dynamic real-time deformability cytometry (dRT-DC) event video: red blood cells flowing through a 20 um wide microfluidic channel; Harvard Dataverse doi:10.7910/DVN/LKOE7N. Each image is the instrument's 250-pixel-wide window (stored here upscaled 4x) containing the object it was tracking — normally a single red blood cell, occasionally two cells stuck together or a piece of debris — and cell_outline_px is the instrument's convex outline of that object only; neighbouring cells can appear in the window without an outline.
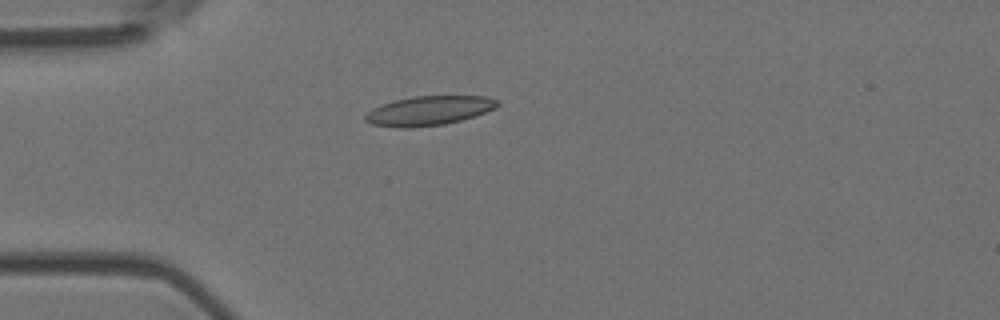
{"species": "Egyptian fruit bat (a non-hibernating species)", "species_latin": "Rousettus aegyptiacus", "temperature_condition": "room temperature", "stored_images_in_passage": 4, "camera_frame_rate_fps": 3000, "um_per_image_px": 0.085, "animal": {"sex": "female"}, "frame": {"image": 1, "passage_image": 4, "time_ms": 1.0, "image_size_px": [1000, 320], "cell_outline_px": [[500, 104], [496, 108], [460, 120], [444, 124], [412, 128], [396, 128], [372, 124], [364, 120], [364, 116], [372, 108], [396, 100], [412, 96], [488, 96], [496, 100]], "centroid_in_image_um": [36.43, 9.41], "position_along_channel_um": 48.6, "area_um2": 22.48}}